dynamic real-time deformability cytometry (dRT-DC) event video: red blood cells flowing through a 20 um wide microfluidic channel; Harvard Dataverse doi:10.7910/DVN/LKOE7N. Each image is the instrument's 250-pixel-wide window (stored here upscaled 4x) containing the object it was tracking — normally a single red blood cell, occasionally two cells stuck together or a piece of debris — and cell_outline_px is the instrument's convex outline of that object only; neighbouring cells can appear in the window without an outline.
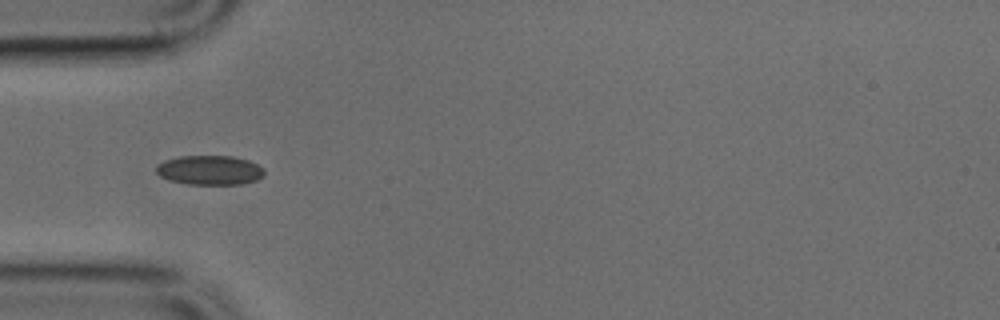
{"species": "common noctule bat (a hibernating species)", "species_latin": "Nyctalus noctula", "temperature_condition": "cold", "stored_images_in_passage": 1, "camera_frame_rate_fps": 3000, "um_per_image_px": 0.085, "animal": {"sex": "male", "body_mass_g": 17.9, "forearm_length_mm": 54.2}, "frame": {"image": 1, "passage_image": 1, "time_ms": 0.0, "image_size_px": [1000, 320], "cell_outline_px": [[264, 176], [256, 180], [240, 184], [188, 184], [168, 180], [160, 176], [156, 172], [156, 168], [164, 160], [180, 156], [232, 156], [248, 160], [264, 168]], "centroid_in_image_um": [17.83, 14.46], "position_along_channel_um": 67.2, "area_um2": 18.5}}